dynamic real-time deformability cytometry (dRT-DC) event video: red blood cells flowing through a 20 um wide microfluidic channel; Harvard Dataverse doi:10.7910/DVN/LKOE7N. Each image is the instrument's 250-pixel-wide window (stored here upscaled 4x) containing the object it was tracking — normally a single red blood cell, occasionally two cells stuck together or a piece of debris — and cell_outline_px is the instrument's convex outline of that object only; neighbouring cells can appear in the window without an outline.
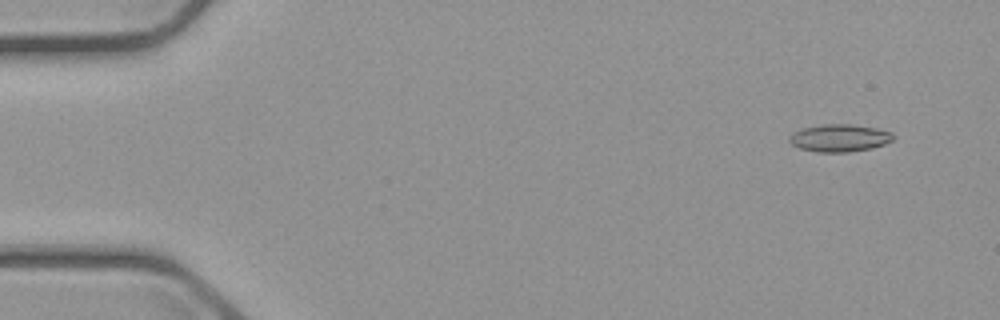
{"species": "common noctule bat (a hibernating species)", "species_latin": "Nyctalus noctula", "temperature_condition": "cold", "stored_images_in_passage": 9, "camera_frame_rate_fps": 3000, "um_per_image_px": 0.085, "animal": {"sex": "male", "body_mass_g": 23.1, "forearm_length_mm": 52.7}, "frame": {"image": 1, "passage_image": 1, "time_ms": 0.0, "image_size_px": [1000, 320], "cell_outline_px": [[892, 140], [884, 144], [872, 148], [848, 152], [816, 152], [800, 148], [792, 144], [788, 140], [788, 136], [792, 132], [804, 128], [828, 124], [848, 124], [876, 128], [892, 132]], "centroid_in_image_um": [71.33, 11.73], "position_along_channel_um": 13.7, "area_um2": 16.47}}
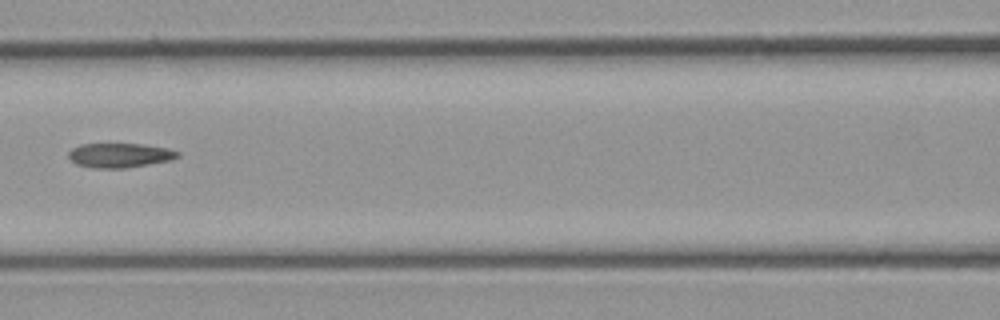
{"frame": {"image": 2, "passage_image": 7, "time_ms": 7.0, "image_size_px": [1000, 320], "cell_outline_px": [[180, 156], [172, 160], [124, 168], [92, 168], [76, 164], [68, 156], [68, 152], [72, 148], [80, 144], [140, 144], [164, 148], [180, 152]], "centroid_in_image_um": [10.15, 13.2], "position_along_channel_um": 156.4, "area_um2": 15.43}}
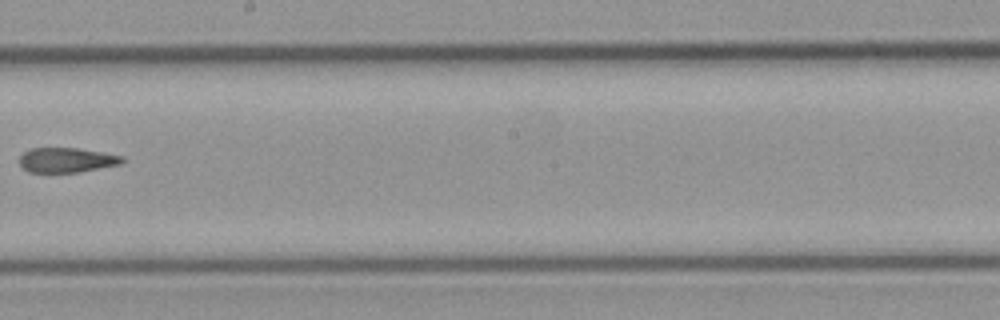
{"frame": {"image": 3, "passage_image": 9, "time_ms": 9.333, "image_size_px": [1000, 320], "cell_outline_px": [[124, 160], [120, 164], [80, 172], [28, 172], [20, 164], [20, 156], [24, 152], [32, 148], [76, 148], [104, 152], [124, 156]], "centroid_in_image_um": [5.68, 13.6], "position_along_channel_um": 242.5, "area_um2": 14.8}}